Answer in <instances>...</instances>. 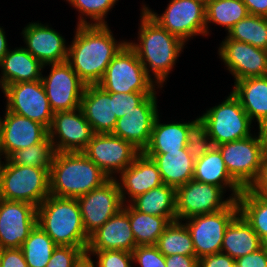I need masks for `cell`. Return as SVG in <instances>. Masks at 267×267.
<instances>
[{"label": "cell", "instance_id": "obj_1", "mask_svg": "<svg viewBox=\"0 0 267 267\" xmlns=\"http://www.w3.org/2000/svg\"><path fill=\"white\" fill-rule=\"evenodd\" d=\"M128 41L118 42L107 25H77L67 62L86 85H97Z\"/></svg>", "mask_w": 267, "mask_h": 267}, {"label": "cell", "instance_id": "obj_2", "mask_svg": "<svg viewBox=\"0 0 267 267\" xmlns=\"http://www.w3.org/2000/svg\"><path fill=\"white\" fill-rule=\"evenodd\" d=\"M141 23L138 31V43L128 42L137 53L148 76L154 81L156 88L164 87L169 73L184 49L185 43L169 33L142 7ZM151 69V70H150ZM152 71V74H150Z\"/></svg>", "mask_w": 267, "mask_h": 267}, {"label": "cell", "instance_id": "obj_3", "mask_svg": "<svg viewBox=\"0 0 267 267\" xmlns=\"http://www.w3.org/2000/svg\"><path fill=\"white\" fill-rule=\"evenodd\" d=\"M109 179L83 152H55L49 171L50 195L78 198Z\"/></svg>", "mask_w": 267, "mask_h": 267}, {"label": "cell", "instance_id": "obj_4", "mask_svg": "<svg viewBox=\"0 0 267 267\" xmlns=\"http://www.w3.org/2000/svg\"><path fill=\"white\" fill-rule=\"evenodd\" d=\"M37 224L56 245L80 247L86 252L89 236L76 198L49 195L37 207Z\"/></svg>", "mask_w": 267, "mask_h": 267}, {"label": "cell", "instance_id": "obj_5", "mask_svg": "<svg viewBox=\"0 0 267 267\" xmlns=\"http://www.w3.org/2000/svg\"><path fill=\"white\" fill-rule=\"evenodd\" d=\"M0 159V198L38 207L50 195L49 170Z\"/></svg>", "mask_w": 267, "mask_h": 267}, {"label": "cell", "instance_id": "obj_6", "mask_svg": "<svg viewBox=\"0 0 267 267\" xmlns=\"http://www.w3.org/2000/svg\"><path fill=\"white\" fill-rule=\"evenodd\" d=\"M153 81L127 42L109 63L97 84L108 93L155 92Z\"/></svg>", "mask_w": 267, "mask_h": 267}, {"label": "cell", "instance_id": "obj_7", "mask_svg": "<svg viewBox=\"0 0 267 267\" xmlns=\"http://www.w3.org/2000/svg\"><path fill=\"white\" fill-rule=\"evenodd\" d=\"M206 124L213 146L247 138L251 134L252 120L232 92L227 98L199 116Z\"/></svg>", "mask_w": 267, "mask_h": 267}, {"label": "cell", "instance_id": "obj_8", "mask_svg": "<svg viewBox=\"0 0 267 267\" xmlns=\"http://www.w3.org/2000/svg\"><path fill=\"white\" fill-rule=\"evenodd\" d=\"M239 214L237 200L227 208L214 213L192 216L183 221L190 232L195 256L200 259L206 255L221 252L226 228Z\"/></svg>", "mask_w": 267, "mask_h": 267}, {"label": "cell", "instance_id": "obj_9", "mask_svg": "<svg viewBox=\"0 0 267 267\" xmlns=\"http://www.w3.org/2000/svg\"><path fill=\"white\" fill-rule=\"evenodd\" d=\"M143 8L169 33L186 43L189 38L206 36V4L200 0H171L162 15ZM159 15V16H158Z\"/></svg>", "mask_w": 267, "mask_h": 267}, {"label": "cell", "instance_id": "obj_10", "mask_svg": "<svg viewBox=\"0 0 267 267\" xmlns=\"http://www.w3.org/2000/svg\"><path fill=\"white\" fill-rule=\"evenodd\" d=\"M230 176L243 188H248L258 175L263 159L260 133L216 146Z\"/></svg>", "mask_w": 267, "mask_h": 267}, {"label": "cell", "instance_id": "obj_11", "mask_svg": "<svg viewBox=\"0 0 267 267\" xmlns=\"http://www.w3.org/2000/svg\"><path fill=\"white\" fill-rule=\"evenodd\" d=\"M6 110L50 128L53 110L41 80L9 84L2 89Z\"/></svg>", "mask_w": 267, "mask_h": 267}, {"label": "cell", "instance_id": "obj_12", "mask_svg": "<svg viewBox=\"0 0 267 267\" xmlns=\"http://www.w3.org/2000/svg\"><path fill=\"white\" fill-rule=\"evenodd\" d=\"M225 191L216 185L190 180L175 189L177 221L227 208L234 200H224Z\"/></svg>", "mask_w": 267, "mask_h": 267}, {"label": "cell", "instance_id": "obj_13", "mask_svg": "<svg viewBox=\"0 0 267 267\" xmlns=\"http://www.w3.org/2000/svg\"><path fill=\"white\" fill-rule=\"evenodd\" d=\"M51 67L41 81L53 112L80 108L86 84L78 77L67 61L46 64Z\"/></svg>", "mask_w": 267, "mask_h": 267}, {"label": "cell", "instance_id": "obj_14", "mask_svg": "<svg viewBox=\"0 0 267 267\" xmlns=\"http://www.w3.org/2000/svg\"><path fill=\"white\" fill-rule=\"evenodd\" d=\"M83 153L110 178H115L133 163L140 151L111 133H95Z\"/></svg>", "mask_w": 267, "mask_h": 267}, {"label": "cell", "instance_id": "obj_15", "mask_svg": "<svg viewBox=\"0 0 267 267\" xmlns=\"http://www.w3.org/2000/svg\"><path fill=\"white\" fill-rule=\"evenodd\" d=\"M77 199L84 230L94 233L123 207L117 178H110L102 186Z\"/></svg>", "mask_w": 267, "mask_h": 267}, {"label": "cell", "instance_id": "obj_16", "mask_svg": "<svg viewBox=\"0 0 267 267\" xmlns=\"http://www.w3.org/2000/svg\"><path fill=\"white\" fill-rule=\"evenodd\" d=\"M94 134L81 108L55 112L48 129L55 152H83Z\"/></svg>", "mask_w": 267, "mask_h": 267}, {"label": "cell", "instance_id": "obj_17", "mask_svg": "<svg viewBox=\"0 0 267 267\" xmlns=\"http://www.w3.org/2000/svg\"><path fill=\"white\" fill-rule=\"evenodd\" d=\"M219 58L235 78V82L251 77L267 76V50L228 36L218 49Z\"/></svg>", "mask_w": 267, "mask_h": 267}, {"label": "cell", "instance_id": "obj_18", "mask_svg": "<svg viewBox=\"0 0 267 267\" xmlns=\"http://www.w3.org/2000/svg\"><path fill=\"white\" fill-rule=\"evenodd\" d=\"M36 224V206L0 198V249L20 248Z\"/></svg>", "mask_w": 267, "mask_h": 267}, {"label": "cell", "instance_id": "obj_19", "mask_svg": "<svg viewBox=\"0 0 267 267\" xmlns=\"http://www.w3.org/2000/svg\"><path fill=\"white\" fill-rule=\"evenodd\" d=\"M156 94L155 91L152 95H148L133 110L117 119L111 134L130 142L143 152L149 144L153 123L158 115Z\"/></svg>", "mask_w": 267, "mask_h": 267}, {"label": "cell", "instance_id": "obj_20", "mask_svg": "<svg viewBox=\"0 0 267 267\" xmlns=\"http://www.w3.org/2000/svg\"><path fill=\"white\" fill-rule=\"evenodd\" d=\"M48 129L41 123L5 110L2 121L0 159H7L13 152L41 142Z\"/></svg>", "mask_w": 267, "mask_h": 267}, {"label": "cell", "instance_id": "obj_21", "mask_svg": "<svg viewBox=\"0 0 267 267\" xmlns=\"http://www.w3.org/2000/svg\"><path fill=\"white\" fill-rule=\"evenodd\" d=\"M24 47L43 65L67 61L65 38L49 25L31 22L22 30Z\"/></svg>", "mask_w": 267, "mask_h": 267}, {"label": "cell", "instance_id": "obj_22", "mask_svg": "<svg viewBox=\"0 0 267 267\" xmlns=\"http://www.w3.org/2000/svg\"><path fill=\"white\" fill-rule=\"evenodd\" d=\"M136 241L128 216V204L89 236L86 251L123 250L132 252Z\"/></svg>", "mask_w": 267, "mask_h": 267}, {"label": "cell", "instance_id": "obj_23", "mask_svg": "<svg viewBox=\"0 0 267 267\" xmlns=\"http://www.w3.org/2000/svg\"><path fill=\"white\" fill-rule=\"evenodd\" d=\"M119 176L120 179H117V181L123 204L128 201L131 202L139 195L163 184L156 163L143 152H140L133 163L122 171ZM126 194L130 199L126 198Z\"/></svg>", "mask_w": 267, "mask_h": 267}, {"label": "cell", "instance_id": "obj_24", "mask_svg": "<svg viewBox=\"0 0 267 267\" xmlns=\"http://www.w3.org/2000/svg\"><path fill=\"white\" fill-rule=\"evenodd\" d=\"M80 108L94 133H112L117 122L113 93L98 85H86Z\"/></svg>", "mask_w": 267, "mask_h": 267}, {"label": "cell", "instance_id": "obj_25", "mask_svg": "<svg viewBox=\"0 0 267 267\" xmlns=\"http://www.w3.org/2000/svg\"><path fill=\"white\" fill-rule=\"evenodd\" d=\"M45 66L37 60L24 47H16L8 50L0 62L2 76H0V88L9 84L26 81L41 80L42 69Z\"/></svg>", "mask_w": 267, "mask_h": 267}, {"label": "cell", "instance_id": "obj_26", "mask_svg": "<svg viewBox=\"0 0 267 267\" xmlns=\"http://www.w3.org/2000/svg\"><path fill=\"white\" fill-rule=\"evenodd\" d=\"M231 92L258 127L267 125V76L236 81Z\"/></svg>", "mask_w": 267, "mask_h": 267}, {"label": "cell", "instance_id": "obj_27", "mask_svg": "<svg viewBox=\"0 0 267 267\" xmlns=\"http://www.w3.org/2000/svg\"><path fill=\"white\" fill-rule=\"evenodd\" d=\"M193 180L206 184L216 185L232 191L230 194L233 200L242 193L243 188L230 176L226 169L223 157L219 149L215 146L195 161Z\"/></svg>", "mask_w": 267, "mask_h": 267}, {"label": "cell", "instance_id": "obj_28", "mask_svg": "<svg viewBox=\"0 0 267 267\" xmlns=\"http://www.w3.org/2000/svg\"><path fill=\"white\" fill-rule=\"evenodd\" d=\"M153 159L160 171L163 184L174 187L193 180L195 160L187 148L165 154H145Z\"/></svg>", "mask_w": 267, "mask_h": 267}, {"label": "cell", "instance_id": "obj_29", "mask_svg": "<svg viewBox=\"0 0 267 267\" xmlns=\"http://www.w3.org/2000/svg\"><path fill=\"white\" fill-rule=\"evenodd\" d=\"M260 248V237L239 213L226 228L221 252L236 260Z\"/></svg>", "mask_w": 267, "mask_h": 267}, {"label": "cell", "instance_id": "obj_30", "mask_svg": "<svg viewBox=\"0 0 267 267\" xmlns=\"http://www.w3.org/2000/svg\"><path fill=\"white\" fill-rule=\"evenodd\" d=\"M188 123H160L159 114L154 120L151 137L144 154H165L186 148Z\"/></svg>", "mask_w": 267, "mask_h": 267}, {"label": "cell", "instance_id": "obj_31", "mask_svg": "<svg viewBox=\"0 0 267 267\" xmlns=\"http://www.w3.org/2000/svg\"><path fill=\"white\" fill-rule=\"evenodd\" d=\"M135 210L153 216L166 217L170 222L177 220L175 188L166 184L150 189L129 203Z\"/></svg>", "mask_w": 267, "mask_h": 267}, {"label": "cell", "instance_id": "obj_32", "mask_svg": "<svg viewBox=\"0 0 267 267\" xmlns=\"http://www.w3.org/2000/svg\"><path fill=\"white\" fill-rule=\"evenodd\" d=\"M128 216L136 246L156 245L158 238L171 223L166 217L145 214L135 210L130 204Z\"/></svg>", "mask_w": 267, "mask_h": 267}, {"label": "cell", "instance_id": "obj_33", "mask_svg": "<svg viewBox=\"0 0 267 267\" xmlns=\"http://www.w3.org/2000/svg\"><path fill=\"white\" fill-rule=\"evenodd\" d=\"M249 15L242 0H212L206 4V36L209 23L225 27L229 32L241 19Z\"/></svg>", "mask_w": 267, "mask_h": 267}, {"label": "cell", "instance_id": "obj_34", "mask_svg": "<svg viewBox=\"0 0 267 267\" xmlns=\"http://www.w3.org/2000/svg\"><path fill=\"white\" fill-rule=\"evenodd\" d=\"M156 246L164 256L195 255L190 232L182 221L171 222L158 238Z\"/></svg>", "mask_w": 267, "mask_h": 267}, {"label": "cell", "instance_id": "obj_35", "mask_svg": "<svg viewBox=\"0 0 267 267\" xmlns=\"http://www.w3.org/2000/svg\"><path fill=\"white\" fill-rule=\"evenodd\" d=\"M57 245L38 224L20 247L28 267H46Z\"/></svg>", "mask_w": 267, "mask_h": 267}, {"label": "cell", "instance_id": "obj_36", "mask_svg": "<svg viewBox=\"0 0 267 267\" xmlns=\"http://www.w3.org/2000/svg\"><path fill=\"white\" fill-rule=\"evenodd\" d=\"M237 202L239 213L262 239L267 234V198L245 188L237 197Z\"/></svg>", "mask_w": 267, "mask_h": 267}, {"label": "cell", "instance_id": "obj_37", "mask_svg": "<svg viewBox=\"0 0 267 267\" xmlns=\"http://www.w3.org/2000/svg\"><path fill=\"white\" fill-rule=\"evenodd\" d=\"M232 40L267 50V17L248 15L227 33Z\"/></svg>", "mask_w": 267, "mask_h": 267}, {"label": "cell", "instance_id": "obj_38", "mask_svg": "<svg viewBox=\"0 0 267 267\" xmlns=\"http://www.w3.org/2000/svg\"><path fill=\"white\" fill-rule=\"evenodd\" d=\"M55 150L47 135L41 142L13 152L7 159L17 165L47 168L50 171Z\"/></svg>", "mask_w": 267, "mask_h": 267}, {"label": "cell", "instance_id": "obj_39", "mask_svg": "<svg viewBox=\"0 0 267 267\" xmlns=\"http://www.w3.org/2000/svg\"><path fill=\"white\" fill-rule=\"evenodd\" d=\"M80 12L77 25H107L105 21L108 11L118 0H66ZM85 18H84V17ZM88 16V17H87ZM93 22H87V18Z\"/></svg>", "mask_w": 267, "mask_h": 267}, {"label": "cell", "instance_id": "obj_40", "mask_svg": "<svg viewBox=\"0 0 267 267\" xmlns=\"http://www.w3.org/2000/svg\"><path fill=\"white\" fill-rule=\"evenodd\" d=\"M212 146L205 122L200 117L189 121L186 145L189 155L195 161L199 160Z\"/></svg>", "mask_w": 267, "mask_h": 267}, {"label": "cell", "instance_id": "obj_41", "mask_svg": "<svg viewBox=\"0 0 267 267\" xmlns=\"http://www.w3.org/2000/svg\"><path fill=\"white\" fill-rule=\"evenodd\" d=\"M97 256L96 267H132V252L123 250L86 251V257Z\"/></svg>", "mask_w": 267, "mask_h": 267}, {"label": "cell", "instance_id": "obj_42", "mask_svg": "<svg viewBox=\"0 0 267 267\" xmlns=\"http://www.w3.org/2000/svg\"><path fill=\"white\" fill-rule=\"evenodd\" d=\"M85 257L80 247L57 245L46 267H77Z\"/></svg>", "mask_w": 267, "mask_h": 267}, {"label": "cell", "instance_id": "obj_43", "mask_svg": "<svg viewBox=\"0 0 267 267\" xmlns=\"http://www.w3.org/2000/svg\"><path fill=\"white\" fill-rule=\"evenodd\" d=\"M133 261L140 267H166L165 256L156 245H139L132 251Z\"/></svg>", "mask_w": 267, "mask_h": 267}, {"label": "cell", "instance_id": "obj_44", "mask_svg": "<svg viewBox=\"0 0 267 267\" xmlns=\"http://www.w3.org/2000/svg\"><path fill=\"white\" fill-rule=\"evenodd\" d=\"M154 92L113 93V107L116 118L126 115L134 107L138 106L148 95Z\"/></svg>", "mask_w": 267, "mask_h": 267}, {"label": "cell", "instance_id": "obj_45", "mask_svg": "<svg viewBox=\"0 0 267 267\" xmlns=\"http://www.w3.org/2000/svg\"><path fill=\"white\" fill-rule=\"evenodd\" d=\"M1 267H28L21 248L0 249Z\"/></svg>", "mask_w": 267, "mask_h": 267}, {"label": "cell", "instance_id": "obj_46", "mask_svg": "<svg viewBox=\"0 0 267 267\" xmlns=\"http://www.w3.org/2000/svg\"><path fill=\"white\" fill-rule=\"evenodd\" d=\"M236 267H267V251L262 247L235 260Z\"/></svg>", "mask_w": 267, "mask_h": 267}, {"label": "cell", "instance_id": "obj_47", "mask_svg": "<svg viewBox=\"0 0 267 267\" xmlns=\"http://www.w3.org/2000/svg\"><path fill=\"white\" fill-rule=\"evenodd\" d=\"M198 267H236L235 260L222 252L198 259Z\"/></svg>", "mask_w": 267, "mask_h": 267}, {"label": "cell", "instance_id": "obj_48", "mask_svg": "<svg viewBox=\"0 0 267 267\" xmlns=\"http://www.w3.org/2000/svg\"><path fill=\"white\" fill-rule=\"evenodd\" d=\"M255 195L267 198V159L263 158L260 164L259 172L255 180L247 188Z\"/></svg>", "mask_w": 267, "mask_h": 267}, {"label": "cell", "instance_id": "obj_49", "mask_svg": "<svg viewBox=\"0 0 267 267\" xmlns=\"http://www.w3.org/2000/svg\"><path fill=\"white\" fill-rule=\"evenodd\" d=\"M166 267H198V258L195 255L174 254L165 256Z\"/></svg>", "mask_w": 267, "mask_h": 267}, {"label": "cell", "instance_id": "obj_50", "mask_svg": "<svg viewBox=\"0 0 267 267\" xmlns=\"http://www.w3.org/2000/svg\"><path fill=\"white\" fill-rule=\"evenodd\" d=\"M249 15L267 17V0H242Z\"/></svg>", "mask_w": 267, "mask_h": 267}, {"label": "cell", "instance_id": "obj_51", "mask_svg": "<svg viewBox=\"0 0 267 267\" xmlns=\"http://www.w3.org/2000/svg\"><path fill=\"white\" fill-rule=\"evenodd\" d=\"M8 43L5 35V31L2 27H0V62L2 61L3 57L8 52Z\"/></svg>", "mask_w": 267, "mask_h": 267}, {"label": "cell", "instance_id": "obj_52", "mask_svg": "<svg viewBox=\"0 0 267 267\" xmlns=\"http://www.w3.org/2000/svg\"><path fill=\"white\" fill-rule=\"evenodd\" d=\"M263 145V158L267 159V125L258 127Z\"/></svg>", "mask_w": 267, "mask_h": 267}, {"label": "cell", "instance_id": "obj_53", "mask_svg": "<svg viewBox=\"0 0 267 267\" xmlns=\"http://www.w3.org/2000/svg\"><path fill=\"white\" fill-rule=\"evenodd\" d=\"M77 267H96L91 258L85 257Z\"/></svg>", "mask_w": 267, "mask_h": 267}, {"label": "cell", "instance_id": "obj_54", "mask_svg": "<svg viewBox=\"0 0 267 267\" xmlns=\"http://www.w3.org/2000/svg\"><path fill=\"white\" fill-rule=\"evenodd\" d=\"M261 247L267 251V234L261 239Z\"/></svg>", "mask_w": 267, "mask_h": 267}, {"label": "cell", "instance_id": "obj_55", "mask_svg": "<svg viewBox=\"0 0 267 267\" xmlns=\"http://www.w3.org/2000/svg\"><path fill=\"white\" fill-rule=\"evenodd\" d=\"M2 121L3 119L0 117V141H1Z\"/></svg>", "mask_w": 267, "mask_h": 267}, {"label": "cell", "instance_id": "obj_56", "mask_svg": "<svg viewBox=\"0 0 267 267\" xmlns=\"http://www.w3.org/2000/svg\"><path fill=\"white\" fill-rule=\"evenodd\" d=\"M202 2H204L205 4H207L208 2L212 1V0H200Z\"/></svg>", "mask_w": 267, "mask_h": 267}]
</instances>
